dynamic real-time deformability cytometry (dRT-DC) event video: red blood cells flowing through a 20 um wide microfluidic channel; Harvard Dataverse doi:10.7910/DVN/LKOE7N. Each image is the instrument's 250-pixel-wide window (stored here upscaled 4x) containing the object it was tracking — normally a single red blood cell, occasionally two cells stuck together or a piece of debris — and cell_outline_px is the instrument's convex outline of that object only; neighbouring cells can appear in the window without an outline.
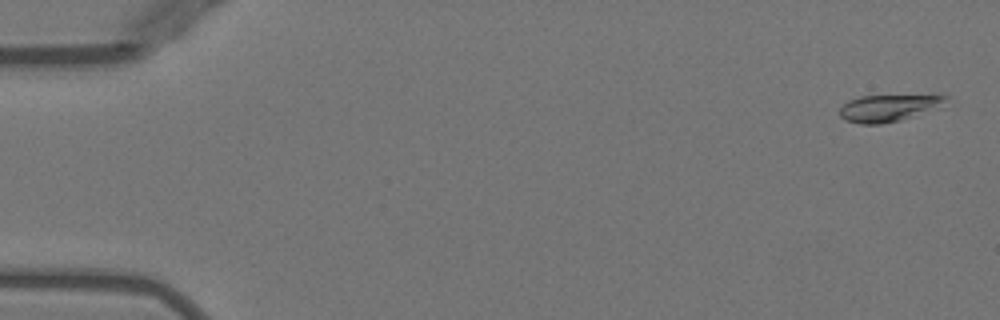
{"species": "Egyptian fruit bat (a non-hibernating species)", "species_latin": "Rousettus aegyptiacus", "temperature_condition": "warm", "stored_images_in_passage": 10, "camera_frame_rate_fps": 3000, "um_per_image_px": 0.085, "animal": {"sex": "female"}, "frame": {"image": 1, "passage_image": 2, "time_ms": 0.333, "image_size_px": [1000, 320], "cell_outline_px": [[948, 96], [944, 108], [900, 120], [880, 124], [860, 124], [848, 120], [840, 116], [840, 108], [848, 100], [860, 96]], "centroid_in_image_um": [75.58, 9.19], "position_along_channel_um": 9.4, "area_um2": 16.59}}